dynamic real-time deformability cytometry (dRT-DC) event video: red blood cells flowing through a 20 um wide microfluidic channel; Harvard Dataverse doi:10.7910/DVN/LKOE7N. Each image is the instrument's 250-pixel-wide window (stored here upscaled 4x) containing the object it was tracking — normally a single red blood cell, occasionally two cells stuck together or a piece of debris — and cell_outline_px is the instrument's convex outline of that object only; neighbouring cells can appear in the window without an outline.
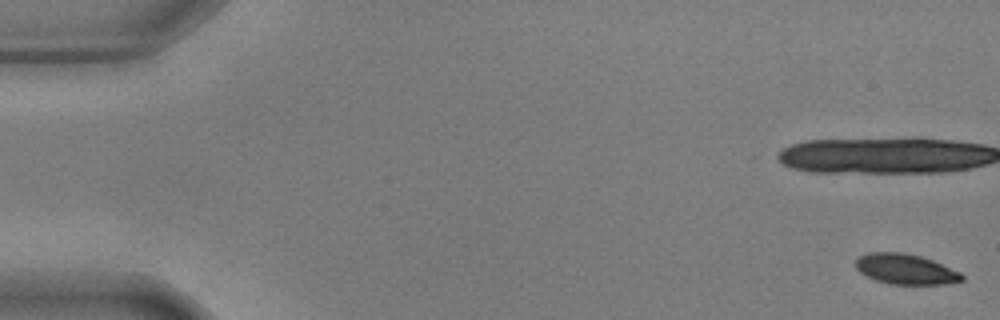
{"species": "common noctule bat (a hibernating species)", "species_latin": "Nyctalus noctula", "temperature_condition": "warm", "stored_images_in_passage": 17, "camera_frame_rate_fps": 3000, "um_per_image_px": 0.085, "animal": {"sex": "male", "body_mass_g": 17.9, "forearm_length_mm": 54.2}, "frame": {"image": 1, "passage_image": 1, "time_ms": 0.0, "image_size_px": [1000, 320], "cell_outline_px": [[964, 280], [944, 284], [888, 284], [876, 280], [860, 272], [856, 268], [856, 256], [868, 252], [904, 252], [920, 256], [932, 260], [960, 272], [964, 276]], "centroid_in_image_um": [76.95, 22.87], "position_along_channel_um": 8.1, "area_um2": 18.79}}